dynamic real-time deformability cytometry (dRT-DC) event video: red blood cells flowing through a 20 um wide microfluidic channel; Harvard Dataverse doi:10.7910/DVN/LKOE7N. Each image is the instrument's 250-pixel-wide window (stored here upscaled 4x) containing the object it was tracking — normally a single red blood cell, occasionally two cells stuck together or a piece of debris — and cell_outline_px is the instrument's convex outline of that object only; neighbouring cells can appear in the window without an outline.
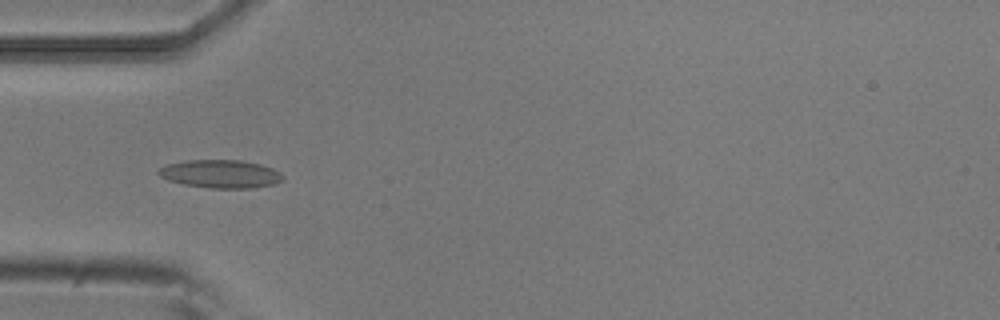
{"species": "common noctule bat (a hibernating species)", "species_latin": "Nyctalus noctula", "temperature_condition": "room temperature", "stored_images_in_passage": 8, "camera_frame_rate_fps": 3000, "um_per_image_px": 0.085, "animal": {"sex": "male", "body_mass_g": 20.5, "forearm_length_mm": 52.5}, "frame": {"image": 1, "passage_image": 5, "time_ms": 1.333, "image_size_px": [1000, 320], "cell_outline_px": [[284, 180], [276, 184], [252, 188], [208, 188], [184, 184], [168, 180], [160, 176], [156, 172], [164, 164], [184, 160], [240, 160], [260, 164], [272, 168], [280, 172], [284, 176]], "centroid_in_image_um": [18.75, 14.78], "position_along_channel_um": 66.3, "area_um2": 20.63}}
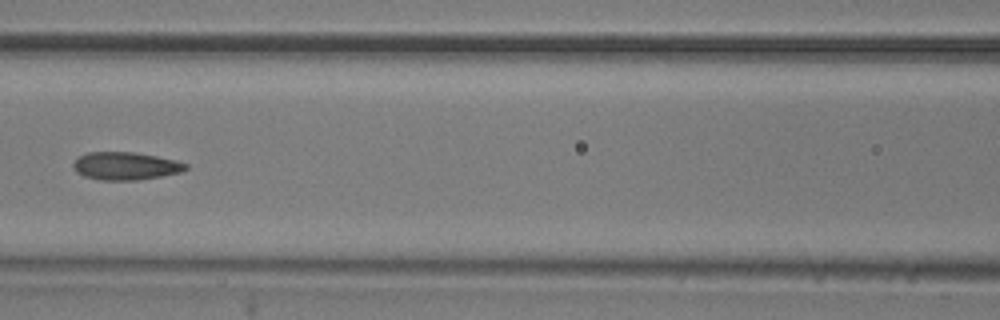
{"frame": {"image": 2, "passage_image": 7, "time_ms": 2.0, "image_size_px": [1000, 320], "cell_outline_px": [[188, 168], [180, 172], [160, 176], [136, 180], [100, 180], [84, 176], [76, 172], [72, 168], [72, 164], [80, 156], [88, 152], [136, 152], [176, 160], [188, 164]], "centroid_in_image_um": [10.66, 14.1], "position_along_channel_um": 155.9, "area_um2": 18.21}}
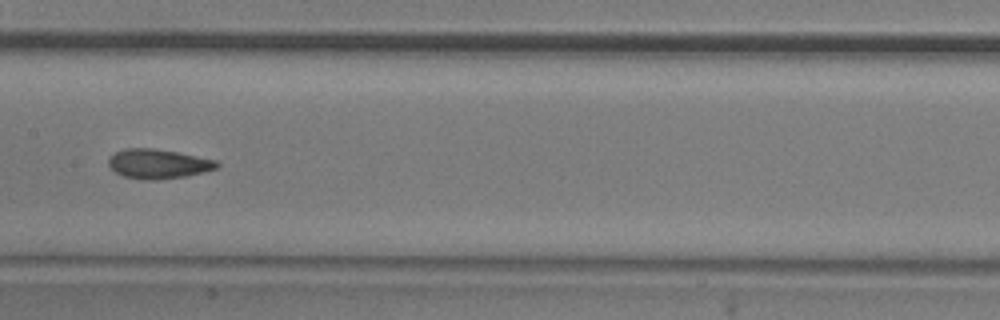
{"frame": {"image": 3, "passage_image": 8, "time_ms": 2.333, "image_size_px": [1000, 320], "cell_outline_px": [[220, 164], [216, 168], [184, 176], [152, 180], [140, 180], [124, 176], [116, 172], [108, 164], [108, 160], [116, 152], [124, 148], [152, 148], [176, 152], [216, 160]], "centroid_in_image_um": [13.41, 13.92], "position_along_channel_um": 194.0, "area_um2": 18.26}}